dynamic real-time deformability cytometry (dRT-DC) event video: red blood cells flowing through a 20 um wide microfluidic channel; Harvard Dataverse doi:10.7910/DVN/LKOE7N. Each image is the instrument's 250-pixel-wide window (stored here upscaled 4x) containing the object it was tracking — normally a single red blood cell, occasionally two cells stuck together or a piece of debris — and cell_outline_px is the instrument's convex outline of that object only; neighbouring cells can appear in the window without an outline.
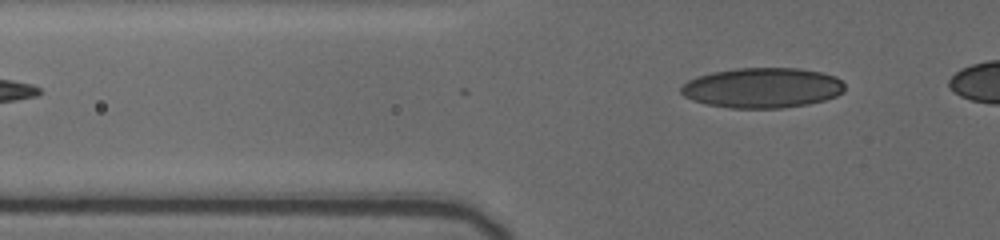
{"species": "human", "species_latin": "Homo sapiens", "temperature_condition": "cold", "stored_images_in_passage": 6, "camera_frame_rate_fps": 3000, "um_per_image_px": 0.085, "donor": {"sex": "female"}, "frame": {"image": 1, "passage_image": 6, "time_ms": 4.667, "image_size_px": [1000, 240], "cell_outline_px": [[844, 92], [836, 96], [824, 100], [808, 104], [780, 108], [728, 108], [708, 104], [692, 100], [684, 96], [680, 92], [680, 88], [688, 80], [696, 76], [712, 72], [736, 68], [800, 68], [824, 72], [836, 76], [844, 84]], "centroid_in_image_um": [64.81, 7.46], "position_along_channel_um": 61.0, "area_um2": 38.55}}